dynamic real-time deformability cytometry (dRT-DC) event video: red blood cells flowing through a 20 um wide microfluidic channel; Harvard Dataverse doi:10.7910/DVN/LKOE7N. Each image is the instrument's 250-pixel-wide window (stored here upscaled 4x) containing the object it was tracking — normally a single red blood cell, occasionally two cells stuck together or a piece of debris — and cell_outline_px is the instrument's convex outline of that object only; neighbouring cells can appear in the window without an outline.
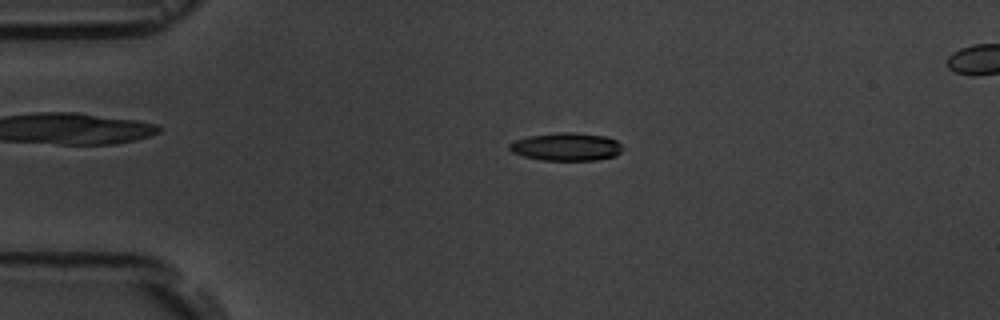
{"species": "common noctule bat (a hibernating species)", "species_latin": "Nyctalus noctula", "temperature_condition": "room temperature", "stored_images_in_passage": 55, "camera_frame_rate_fps": 3000, "um_per_image_px": 0.085, "animal": {"sex": "male", "body_mass_g": 19.5, "forearm_length_mm": 54.6}, "frame": {"image": 1, "passage_image": 12, "time_ms": 3.667, "image_size_px": [1000, 320], "cell_outline_px": [[624, 148], [616, 156], [596, 160], [540, 160], [524, 156], [512, 152], [508, 148], [508, 144], [516, 140], [528, 136], [556, 132], [576, 132], [604, 136], [616, 140]], "centroid_in_image_um": [48.14, 12.47], "position_along_channel_um": 36.9, "area_um2": 18.55}}
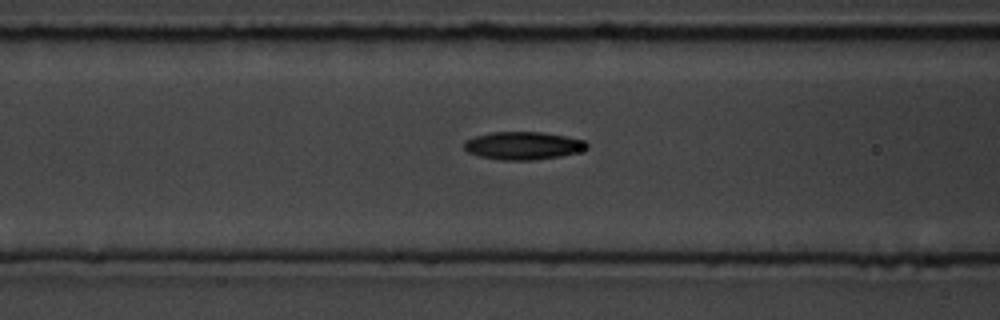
{"frame": {"image": 2, "passage_image": 22, "time_ms": 7.0, "image_size_px": [1000, 320], "cell_outline_px": [[588, 148], [576, 152], [560, 156], [532, 160], [500, 160], [480, 156], [468, 152], [464, 148], [464, 140], [476, 136], [492, 132], [544, 132], [584, 140], [588, 144]], "centroid_in_image_um": [44.45, 12.38], "position_along_channel_um": 122.2, "area_um2": 19.83}}
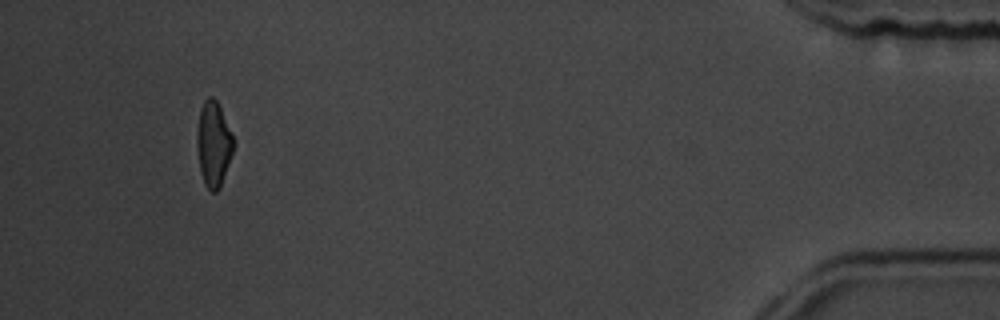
{"frame": {"image": 3, "passage_image": 52, "time_ms": 17.0, "image_size_px": [1000, 320], "cell_outline_px": [[232, 152], [220, 188], [216, 192], [212, 192], [204, 184], [200, 172], [196, 144], [196, 132], [200, 108], [204, 100], [208, 96], [212, 96], [216, 100], [220, 108], [232, 136]], "centroid_in_image_um": [18.1, 12.24], "position_along_channel_um": 417.1, "area_um2": 17.86}, "authors_computed_cell_mechanics": {"area_um2": 18.6116, "velocity_mm_per_s": 3.6537, "shape_relaxation_time_tau1_ms": 3.9153, "shape_relaxation_time_tau2_ms": 4.4503, "deformation_change_tau1": 0.13, "deformation_change_tau2": 0.1235}}